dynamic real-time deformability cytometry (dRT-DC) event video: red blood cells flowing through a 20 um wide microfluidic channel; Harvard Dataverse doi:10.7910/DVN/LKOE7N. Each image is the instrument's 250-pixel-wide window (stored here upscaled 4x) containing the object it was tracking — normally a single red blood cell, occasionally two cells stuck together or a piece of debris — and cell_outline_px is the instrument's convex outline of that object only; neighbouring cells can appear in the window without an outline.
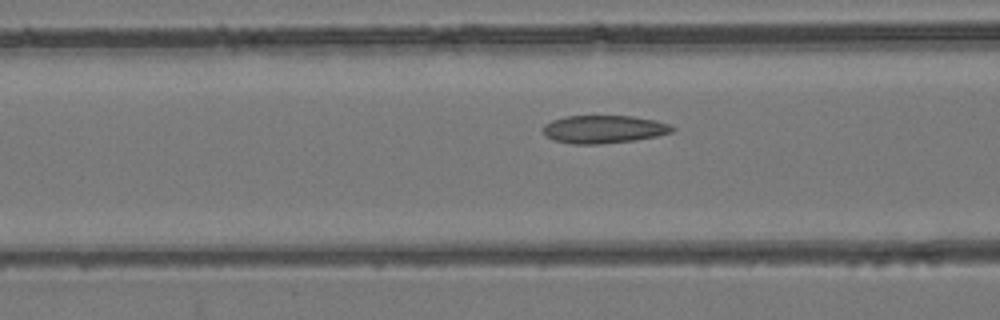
{"species": "common noctule bat (a hibernating species)", "species_latin": "Nyctalus noctula", "temperature_condition": "room temperature", "stored_images_in_passage": 47, "camera_frame_rate_fps": 3000, "um_per_image_px": 0.085, "animal": {"sex": "female", "body_mass_g": 24.6, "forearm_length_mm": 56.2}, "frame": {"image": 1, "passage_image": 18, "time_ms": 5.667, "image_size_px": [1000, 320], "cell_outline_px": [[676, 128], [672, 132], [656, 136], [636, 140], [600, 144], [572, 144], [552, 140], [544, 136], [544, 124], [552, 120], [564, 116], [632, 116], [656, 120], [668, 124]], "centroid_in_image_um": [51.3, 10.99], "position_along_channel_um": 115.3, "area_um2": 21.15}}
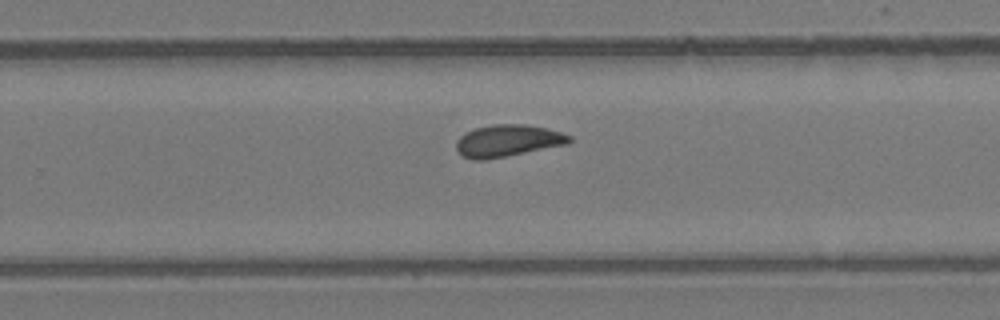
{"frame": {"image": 2, "passage_image": 30, "time_ms": 9.667, "image_size_px": [1000, 320], "cell_outline_px": [[572, 140], [568, 144], [484, 160], [472, 160], [464, 156], [456, 148], [456, 140], [464, 132], [476, 128], [492, 124], [524, 124], [548, 128], [572, 136]], "centroid_in_image_um": [43.16, 11.95], "position_along_channel_um": 286.6, "area_um2": 21.04}}
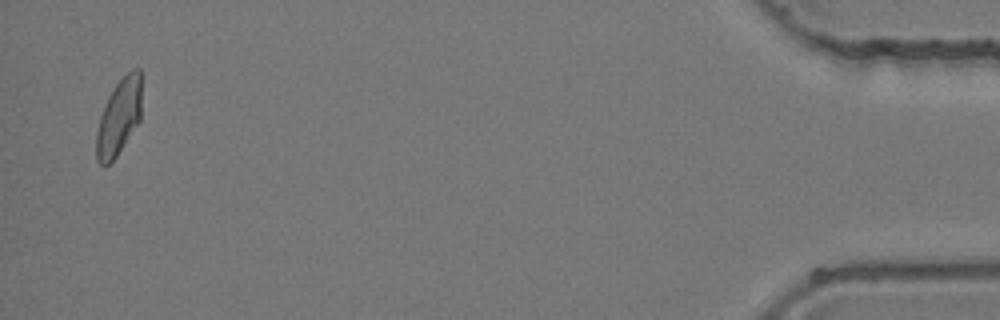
{"frame": {"image": 3, "passage_image": 46, "time_ms": 15.0, "image_size_px": [1000, 320], "cell_outline_px": [[140, 120], [116, 156], [104, 168], [96, 160], [96, 132], [100, 116], [108, 96], [116, 84], [132, 68], [140, 68]], "centroid_in_image_um": [10.08, 9.97], "position_along_channel_um": 425.1, "area_um2": 19.83}}